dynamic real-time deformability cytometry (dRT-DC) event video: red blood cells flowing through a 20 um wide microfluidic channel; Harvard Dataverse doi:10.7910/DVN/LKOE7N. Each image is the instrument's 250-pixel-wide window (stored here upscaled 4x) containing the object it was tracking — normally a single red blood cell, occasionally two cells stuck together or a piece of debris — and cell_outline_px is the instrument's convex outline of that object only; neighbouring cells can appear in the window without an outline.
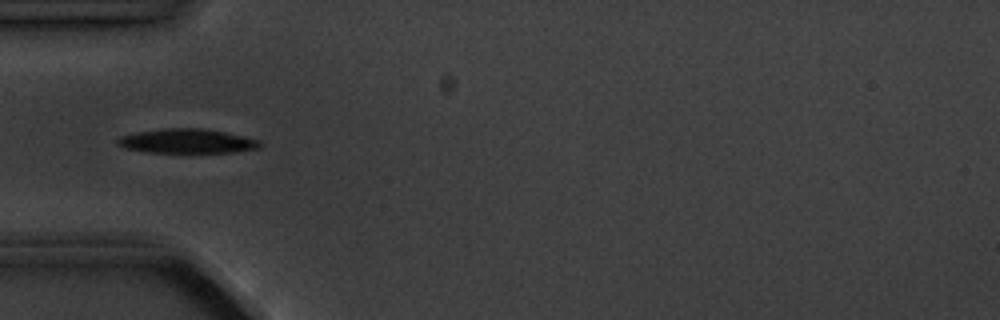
{"species": "common noctule bat (a hibernating species)", "species_latin": "Nyctalus noctula", "temperature_condition": "cold", "stored_images_in_passage": 4, "camera_frame_rate_fps": 3000, "um_per_image_px": 0.085, "animal": {"sex": "male", "body_mass_g": 20.1, "forearm_length_mm": 53.5}, "frame": {"image": 1, "passage_image": 1, "time_ms": 0.0, "image_size_px": [1000, 320], "cell_outline_px": [[264, 144], [260, 148], [232, 152], [148, 152], [124, 148], [116, 144], [116, 140], [120, 136], [136, 132], [160, 128], [200, 128], [224, 132], [244, 136], [260, 140]], "centroid_in_image_um": [15.89, 11.99], "position_along_channel_um": 69.1, "area_um2": 20.29}}
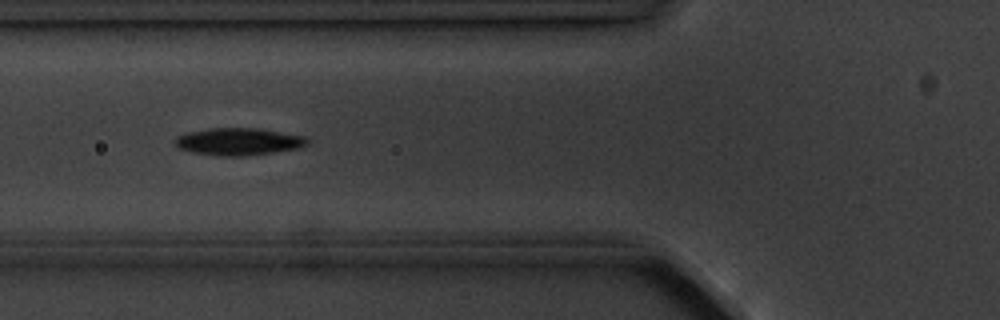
{"frame": {"image": 2, "passage_image": 2, "time_ms": 1.0, "image_size_px": [1000, 320], "cell_outline_px": [[308, 144], [296, 148], [272, 152], [244, 156], [224, 156], [192, 152], [180, 148], [176, 144], [176, 136], [188, 132], [208, 128], [260, 128], [304, 136], [308, 140]], "centroid_in_image_um": [20.27, 12.02], "position_along_channel_um": 105.5, "area_um2": 20.75}}